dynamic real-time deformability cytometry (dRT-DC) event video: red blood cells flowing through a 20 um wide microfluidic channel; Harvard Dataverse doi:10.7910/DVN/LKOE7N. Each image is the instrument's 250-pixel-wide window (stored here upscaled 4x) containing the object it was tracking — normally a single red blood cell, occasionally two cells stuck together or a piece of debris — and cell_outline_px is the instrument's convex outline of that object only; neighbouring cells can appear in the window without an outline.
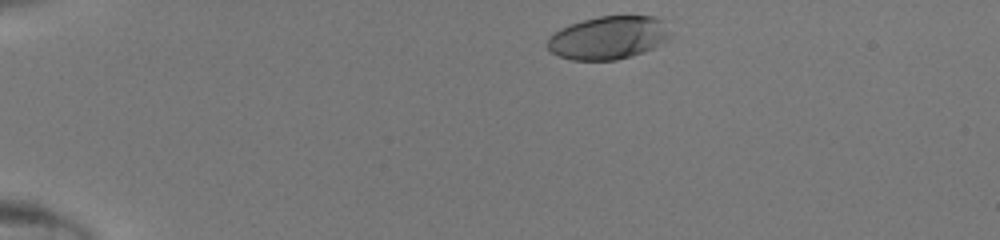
{"species": "human", "species_latin": "Homo sapiens", "temperature_condition": "room temperature", "stored_images_in_passage": 35, "camera_frame_rate_fps": 3000, "um_per_image_px": 0.085, "donor": {"sex": "male"}, "frame": {"image": 1, "passage_image": 2, "time_ms": 0.333, "image_size_px": [1000, 240], "cell_outline_px": [[672, 36], [664, 44], [644, 52], [632, 56], [616, 60], [572, 60], [560, 56], [552, 52], [548, 48], [548, 36], [552, 32], [568, 24], [600, 16], [656, 16], [664, 20], [672, 32]], "centroid_in_image_um": [51.77, 3.2], "position_along_channel_um": 33.2, "area_um2": 31.44}}
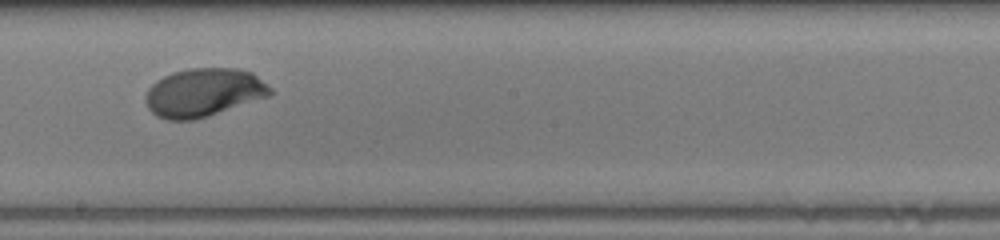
{"frame": {"image": 2, "passage_image": 21, "time_ms": 6.667, "image_size_px": [1000, 240], "cell_outline_px": [[276, 92], [268, 96], [208, 116], [192, 120], [168, 120], [156, 116], [148, 108], [144, 100], [144, 96], [148, 88], [156, 80], [172, 72], [188, 68], [236, 68], [252, 72], [272, 88]], "centroid_in_image_um": [17.29, 7.86], "position_along_channel_um": 230.9, "area_um2": 35.32}}
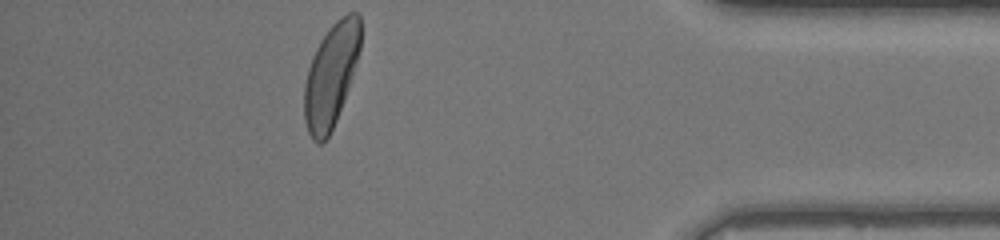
{"frame": {"image": 3, "passage_image": 35, "time_ms": 11.333, "image_size_px": [1000, 240], "cell_outline_px": [[360, 48], [344, 100], [336, 120], [328, 136], [320, 144], [316, 144], [312, 140], [308, 132], [304, 120], [304, 84], [308, 68], [312, 56], [320, 40], [328, 28], [336, 20], [348, 12], [356, 12], [360, 16]], "centroid_in_image_um": [28.11, 6.4], "position_along_channel_um": 407.1, "area_um2": 33.64}}